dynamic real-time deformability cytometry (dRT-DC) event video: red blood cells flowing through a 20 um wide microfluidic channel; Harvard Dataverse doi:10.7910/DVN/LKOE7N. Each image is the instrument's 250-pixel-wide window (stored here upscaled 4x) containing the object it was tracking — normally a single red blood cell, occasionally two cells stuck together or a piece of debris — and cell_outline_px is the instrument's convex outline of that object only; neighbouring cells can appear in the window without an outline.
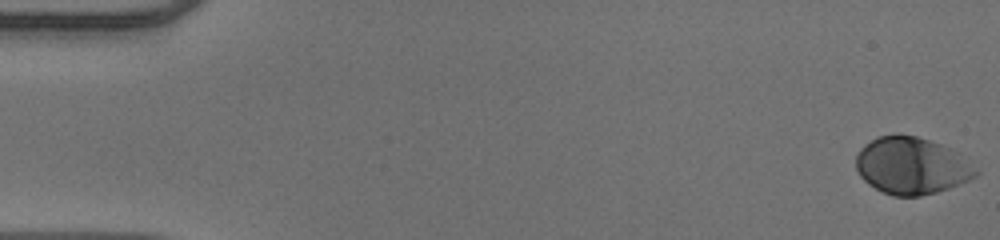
{"species": "human", "species_latin": "Homo sapiens", "temperature_condition": "warm", "stored_images_in_passage": 52, "camera_frame_rate_fps": 3000, "um_per_image_px": 0.085, "donor": {"sex": "male"}, "frame": {"image": 1, "passage_image": 1, "time_ms": 0.0, "image_size_px": [1000, 240], "cell_outline_px": [[980, 172], [976, 176], [968, 180], [948, 188], [936, 192], [920, 196], [892, 196], [868, 184], [860, 176], [856, 168], [856, 156], [860, 148], [864, 144], [876, 136], [916, 136], [940, 144], [956, 152]], "centroid_in_image_um": [77.45, 14.1], "position_along_channel_um": 7.6, "area_um2": 39.25}}
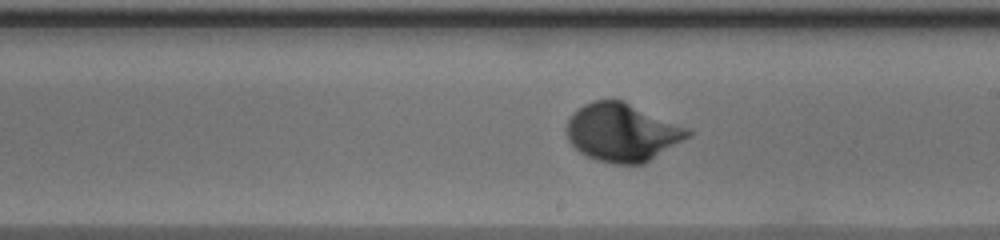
{"frame": {"image": 2, "passage_image": 30, "time_ms": 9.667, "image_size_px": [1000, 240], "cell_outline_px": [[692, 136], [644, 164], [616, 164], [596, 160], [580, 152], [568, 140], [564, 128], [572, 112], [584, 104], [592, 100], [624, 100], [688, 128], [692, 132]], "centroid_in_image_um": [52.88, 11.25], "position_along_channel_um": 236.1, "area_um2": 41.38}}
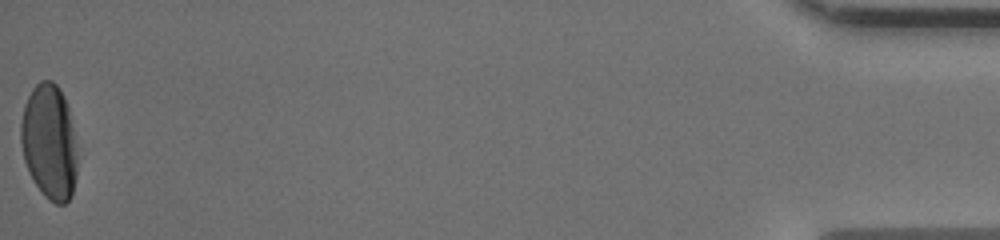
{"frame": {"image": 3, "passage_image": 52, "time_ms": 17.0, "image_size_px": [1000, 240], "cell_outline_px": [[76, 176], [72, 196], [64, 204], [56, 204], [48, 200], [44, 196], [32, 180], [24, 160], [20, 140], [20, 124], [24, 104], [32, 88], [40, 80], [52, 80], [60, 88], [64, 96], [68, 108], [72, 128], [76, 152]], "centroid_in_image_um": [4.16, 12.07], "position_along_channel_um": 431.0, "area_um2": 38.03}, "authors_computed_cell_mechanics": {"area_um2": 38.4948, "velocity_mm_per_s": 3.9771, "shape_relaxation_time_tau1_ms": 2.461, "shape_relaxation_time_tau2_ms": null, "deformation_change_tau1": 0.1634, "deformation_change_tau2": null}}